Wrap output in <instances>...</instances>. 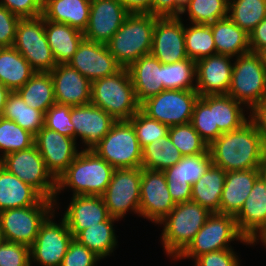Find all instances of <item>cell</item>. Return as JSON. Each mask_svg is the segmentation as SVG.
Masks as SVG:
<instances>
[{"mask_svg": "<svg viewBox=\"0 0 266 266\" xmlns=\"http://www.w3.org/2000/svg\"><path fill=\"white\" fill-rule=\"evenodd\" d=\"M208 148L213 164L225 172L266 164V142L250 120L237 130L222 133Z\"/></svg>", "mask_w": 266, "mask_h": 266, "instance_id": "obj_1", "label": "cell"}, {"mask_svg": "<svg viewBox=\"0 0 266 266\" xmlns=\"http://www.w3.org/2000/svg\"><path fill=\"white\" fill-rule=\"evenodd\" d=\"M114 167L93 150H81L57 179L56 193L72 188L73 196H102L111 181Z\"/></svg>", "mask_w": 266, "mask_h": 266, "instance_id": "obj_2", "label": "cell"}, {"mask_svg": "<svg viewBox=\"0 0 266 266\" xmlns=\"http://www.w3.org/2000/svg\"><path fill=\"white\" fill-rule=\"evenodd\" d=\"M159 17L151 14H129L106 44L122 68H128L152 49L153 30Z\"/></svg>", "mask_w": 266, "mask_h": 266, "instance_id": "obj_3", "label": "cell"}, {"mask_svg": "<svg viewBox=\"0 0 266 266\" xmlns=\"http://www.w3.org/2000/svg\"><path fill=\"white\" fill-rule=\"evenodd\" d=\"M91 103L116 121L129 120L140 110L127 68L92 82Z\"/></svg>", "mask_w": 266, "mask_h": 266, "instance_id": "obj_4", "label": "cell"}, {"mask_svg": "<svg viewBox=\"0 0 266 266\" xmlns=\"http://www.w3.org/2000/svg\"><path fill=\"white\" fill-rule=\"evenodd\" d=\"M211 214L208 209L193 201L177 203L159 222L164 225L161 239L166 253L176 259L192 242Z\"/></svg>", "mask_w": 266, "mask_h": 266, "instance_id": "obj_5", "label": "cell"}, {"mask_svg": "<svg viewBox=\"0 0 266 266\" xmlns=\"http://www.w3.org/2000/svg\"><path fill=\"white\" fill-rule=\"evenodd\" d=\"M53 200L44 198L30 207L7 209L0 212L2 239L8 242L31 246L44 221L54 213Z\"/></svg>", "mask_w": 266, "mask_h": 266, "instance_id": "obj_6", "label": "cell"}, {"mask_svg": "<svg viewBox=\"0 0 266 266\" xmlns=\"http://www.w3.org/2000/svg\"><path fill=\"white\" fill-rule=\"evenodd\" d=\"M236 58L227 95L252 109L266 97V69L259 53L248 52Z\"/></svg>", "mask_w": 266, "mask_h": 266, "instance_id": "obj_7", "label": "cell"}, {"mask_svg": "<svg viewBox=\"0 0 266 266\" xmlns=\"http://www.w3.org/2000/svg\"><path fill=\"white\" fill-rule=\"evenodd\" d=\"M92 150L115 169L141 167L142 147L128 120L116 121Z\"/></svg>", "mask_w": 266, "mask_h": 266, "instance_id": "obj_8", "label": "cell"}, {"mask_svg": "<svg viewBox=\"0 0 266 266\" xmlns=\"http://www.w3.org/2000/svg\"><path fill=\"white\" fill-rule=\"evenodd\" d=\"M0 165L35 188L44 198L56 203L57 180L47 170L35 144L28 149L0 156Z\"/></svg>", "mask_w": 266, "mask_h": 266, "instance_id": "obj_9", "label": "cell"}, {"mask_svg": "<svg viewBox=\"0 0 266 266\" xmlns=\"http://www.w3.org/2000/svg\"><path fill=\"white\" fill-rule=\"evenodd\" d=\"M234 240L252 244L238 230L235 216L212 213L197 232L188 247L176 258H194L202 254L230 249L228 243Z\"/></svg>", "mask_w": 266, "mask_h": 266, "instance_id": "obj_10", "label": "cell"}, {"mask_svg": "<svg viewBox=\"0 0 266 266\" xmlns=\"http://www.w3.org/2000/svg\"><path fill=\"white\" fill-rule=\"evenodd\" d=\"M13 47L36 72H50L57 65L47 41L42 16L20 19Z\"/></svg>", "mask_w": 266, "mask_h": 266, "instance_id": "obj_11", "label": "cell"}, {"mask_svg": "<svg viewBox=\"0 0 266 266\" xmlns=\"http://www.w3.org/2000/svg\"><path fill=\"white\" fill-rule=\"evenodd\" d=\"M196 90H163L148 98L140 109L168 127L191 122L193 109L199 98Z\"/></svg>", "mask_w": 266, "mask_h": 266, "instance_id": "obj_12", "label": "cell"}, {"mask_svg": "<svg viewBox=\"0 0 266 266\" xmlns=\"http://www.w3.org/2000/svg\"><path fill=\"white\" fill-rule=\"evenodd\" d=\"M141 167L114 169L102 195L110 217L120 219L128 210L140 215Z\"/></svg>", "mask_w": 266, "mask_h": 266, "instance_id": "obj_13", "label": "cell"}, {"mask_svg": "<svg viewBox=\"0 0 266 266\" xmlns=\"http://www.w3.org/2000/svg\"><path fill=\"white\" fill-rule=\"evenodd\" d=\"M50 215L41 225L34 243L30 246V257L33 262L42 266H60L67 253L73 236L66 221L62 218L61 224L52 221Z\"/></svg>", "mask_w": 266, "mask_h": 266, "instance_id": "obj_14", "label": "cell"}, {"mask_svg": "<svg viewBox=\"0 0 266 266\" xmlns=\"http://www.w3.org/2000/svg\"><path fill=\"white\" fill-rule=\"evenodd\" d=\"M213 164L209 148L201 154L183 156L175 165L165 169L167 187L173 201L189 202L192 196V185Z\"/></svg>", "mask_w": 266, "mask_h": 266, "instance_id": "obj_15", "label": "cell"}, {"mask_svg": "<svg viewBox=\"0 0 266 266\" xmlns=\"http://www.w3.org/2000/svg\"><path fill=\"white\" fill-rule=\"evenodd\" d=\"M175 205L167 187L165 173L141 168L140 215L158 224Z\"/></svg>", "mask_w": 266, "mask_h": 266, "instance_id": "obj_16", "label": "cell"}, {"mask_svg": "<svg viewBox=\"0 0 266 266\" xmlns=\"http://www.w3.org/2000/svg\"><path fill=\"white\" fill-rule=\"evenodd\" d=\"M34 144L47 170L57 180L77 157L76 140L42 127L35 135Z\"/></svg>", "mask_w": 266, "mask_h": 266, "instance_id": "obj_17", "label": "cell"}, {"mask_svg": "<svg viewBox=\"0 0 266 266\" xmlns=\"http://www.w3.org/2000/svg\"><path fill=\"white\" fill-rule=\"evenodd\" d=\"M68 64L91 82L111 76L122 67L109 52L107 45L83 38Z\"/></svg>", "mask_w": 266, "mask_h": 266, "instance_id": "obj_18", "label": "cell"}, {"mask_svg": "<svg viewBox=\"0 0 266 266\" xmlns=\"http://www.w3.org/2000/svg\"><path fill=\"white\" fill-rule=\"evenodd\" d=\"M151 54L162 64H171L188 58L181 18L166 17L156 20Z\"/></svg>", "mask_w": 266, "mask_h": 266, "instance_id": "obj_19", "label": "cell"}, {"mask_svg": "<svg viewBox=\"0 0 266 266\" xmlns=\"http://www.w3.org/2000/svg\"><path fill=\"white\" fill-rule=\"evenodd\" d=\"M129 14L119 0H91L84 38L106 45Z\"/></svg>", "mask_w": 266, "mask_h": 266, "instance_id": "obj_20", "label": "cell"}, {"mask_svg": "<svg viewBox=\"0 0 266 266\" xmlns=\"http://www.w3.org/2000/svg\"><path fill=\"white\" fill-rule=\"evenodd\" d=\"M232 57L213 54L196 61V91L199 96L227 95L233 64Z\"/></svg>", "mask_w": 266, "mask_h": 266, "instance_id": "obj_21", "label": "cell"}, {"mask_svg": "<svg viewBox=\"0 0 266 266\" xmlns=\"http://www.w3.org/2000/svg\"><path fill=\"white\" fill-rule=\"evenodd\" d=\"M71 122L76 137H81L87 145L85 150H92L110 131L116 120L103 109L92 103L71 106Z\"/></svg>", "mask_w": 266, "mask_h": 266, "instance_id": "obj_22", "label": "cell"}, {"mask_svg": "<svg viewBox=\"0 0 266 266\" xmlns=\"http://www.w3.org/2000/svg\"><path fill=\"white\" fill-rule=\"evenodd\" d=\"M50 75L57 104L78 106L91 103L92 82L68 63L57 64Z\"/></svg>", "mask_w": 266, "mask_h": 266, "instance_id": "obj_23", "label": "cell"}, {"mask_svg": "<svg viewBox=\"0 0 266 266\" xmlns=\"http://www.w3.org/2000/svg\"><path fill=\"white\" fill-rule=\"evenodd\" d=\"M235 219L240 233L251 242L266 228V186L261 177L255 181Z\"/></svg>", "mask_w": 266, "mask_h": 266, "instance_id": "obj_24", "label": "cell"}, {"mask_svg": "<svg viewBox=\"0 0 266 266\" xmlns=\"http://www.w3.org/2000/svg\"><path fill=\"white\" fill-rule=\"evenodd\" d=\"M102 196H73L63 219L73 237L90 226L97 225L109 218Z\"/></svg>", "mask_w": 266, "mask_h": 266, "instance_id": "obj_25", "label": "cell"}, {"mask_svg": "<svg viewBox=\"0 0 266 266\" xmlns=\"http://www.w3.org/2000/svg\"><path fill=\"white\" fill-rule=\"evenodd\" d=\"M127 69L140 105L165 90L162 82V63L151 53L143 55Z\"/></svg>", "mask_w": 266, "mask_h": 266, "instance_id": "obj_26", "label": "cell"}, {"mask_svg": "<svg viewBox=\"0 0 266 266\" xmlns=\"http://www.w3.org/2000/svg\"><path fill=\"white\" fill-rule=\"evenodd\" d=\"M261 168L226 172L224 188L220 198V214L235 216L242 208L260 177Z\"/></svg>", "mask_w": 266, "mask_h": 266, "instance_id": "obj_27", "label": "cell"}, {"mask_svg": "<svg viewBox=\"0 0 266 266\" xmlns=\"http://www.w3.org/2000/svg\"><path fill=\"white\" fill-rule=\"evenodd\" d=\"M90 9L91 0H43L42 17L84 32L89 22Z\"/></svg>", "mask_w": 266, "mask_h": 266, "instance_id": "obj_28", "label": "cell"}, {"mask_svg": "<svg viewBox=\"0 0 266 266\" xmlns=\"http://www.w3.org/2000/svg\"><path fill=\"white\" fill-rule=\"evenodd\" d=\"M44 197L0 165V212L39 204Z\"/></svg>", "mask_w": 266, "mask_h": 266, "instance_id": "obj_29", "label": "cell"}, {"mask_svg": "<svg viewBox=\"0 0 266 266\" xmlns=\"http://www.w3.org/2000/svg\"><path fill=\"white\" fill-rule=\"evenodd\" d=\"M44 30L55 62L68 63L84 38L83 32L67 24L45 19Z\"/></svg>", "mask_w": 266, "mask_h": 266, "instance_id": "obj_30", "label": "cell"}, {"mask_svg": "<svg viewBox=\"0 0 266 266\" xmlns=\"http://www.w3.org/2000/svg\"><path fill=\"white\" fill-rule=\"evenodd\" d=\"M210 26L217 54L234 57L251 52L249 34L228 17L217 20Z\"/></svg>", "mask_w": 266, "mask_h": 266, "instance_id": "obj_31", "label": "cell"}, {"mask_svg": "<svg viewBox=\"0 0 266 266\" xmlns=\"http://www.w3.org/2000/svg\"><path fill=\"white\" fill-rule=\"evenodd\" d=\"M225 177L226 172L212 164L200 179L192 185L191 201L198 203L211 213H219Z\"/></svg>", "mask_w": 266, "mask_h": 266, "instance_id": "obj_32", "label": "cell"}, {"mask_svg": "<svg viewBox=\"0 0 266 266\" xmlns=\"http://www.w3.org/2000/svg\"><path fill=\"white\" fill-rule=\"evenodd\" d=\"M36 71L14 48L6 47L0 55V82L11 92L22 87Z\"/></svg>", "mask_w": 266, "mask_h": 266, "instance_id": "obj_33", "label": "cell"}, {"mask_svg": "<svg viewBox=\"0 0 266 266\" xmlns=\"http://www.w3.org/2000/svg\"><path fill=\"white\" fill-rule=\"evenodd\" d=\"M16 92L28 106L44 113L56 103L50 72H36Z\"/></svg>", "mask_w": 266, "mask_h": 266, "instance_id": "obj_34", "label": "cell"}, {"mask_svg": "<svg viewBox=\"0 0 266 266\" xmlns=\"http://www.w3.org/2000/svg\"><path fill=\"white\" fill-rule=\"evenodd\" d=\"M116 220L118 221L116 218L109 217L106 221L83 229L74 239L103 259L113 252L117 244L113 229V222Z\"/></svg>", "mask_w": 266, "mask_h": 266, "instance_id": "obj_35", "label": "cell"}, {"mask_svg": "<svg viewBox=\"0 0 266 266\" xmlns=\"http://www.w3.org/2000/svg\"><path fill=\"white\" fill-rule=\"evenodd\" d=\"M1 116L14 121L34 136L44 127L45 113L28 106L16 91L8 94Z\"/></svg>", "mask_w": 266, "mask_h": 266, "instance_id": "obj_36", "label": "cell"}, {"mask_svg": "<svg viewBox=\"0 0 266 266\" xmlns=\"http://www.w3.org/2000/svg\"><path fill=\"white\" fill-rule=\"evenodd\" d=\"M182 157L183 155L167 134L142 149L141 168L164 171L175 165Z\"/></svg>", "mask_w": 266, "mask_h": 266, "instance_id": "obj_37", "label": "cell"}, {"mask_svg": "<svg viewBox=\"0 0 266 266\" xmlns=\"http://www.w3.org/2000/svg\"><path fill=\"white\" fill-rule=\"evenodd\" d=\"M241 103L228 95H213L214 128H219L222 133L241 128L247 118L243 113Z\"/></svg>", "mask_w": 266, "mask_h": 266, "instance_id": "obj_38", "label": "cell"}, {"mask_svg": "<svg viewBox=\"0 0 266 266\" xmlns=\"http://www.w3.org/2000/svg\"><path fill=\"white\" fill-rule=\"evenodd\" d=\"M231 12V13H230ZM228 18L250 34L266 17L265 0H229Z\"/></svg>", "mask_w": 266, "mask_h": 266, "instance_id": "obj_39", "label": "cell"}, {"mask_svg": "<svg viewBox=\"0 0 266 266\" xmlns=\"http://www.w3.org/2000/svg\"><path fill=\"white\" fill-rule=\"evenodd\" d=\"M191 24L189 28L184 26L187 57L197 61L216 54L214 36L210 24Z\"/></svg>", "mask_w": 266, "mask_h": 266, "instance_id": "obj_40", "label": "cell"}, {"mask_svg": "<svg viewBox=\"0 0 266 266\" xmlns=\"http://www.w3.org/2000/svg\"><path fill=\"white\" fill-rule=\"evenodd\" d=\"M163 88L165 90H196V61L187 58L171 64H162Z\"/></svg>", "mask_w": 266, "mask_h": 266, "instance_id": "obj_41", "label": "cell"}, {"mask_svg": "<svg viewBox=\"0 0 266 266\" xmlns=\"http://www.w3.org/2000/svg\"><path fill=\"white\" fill-rule=\"evenodd\" d=\"M190 123L208 146L222 134L219 128H214L213 95L198 98Z\"/></svg>", "mask_w": 266, "mask_h": 266, "instance_id": "obj_42", "label": "cell"}, {"mask_svg": "<svg viewBox=\"0 0 266 266\" xmlns=\"http://www.w3.org/2000/svg\"><path fill=\"white\" fill-rule=\"evenodd\" d=\"M35 136L12 120L0 116V150L7 154L25 150L34 145Z\"/></svg>", "mask_w": 266, "mask_h": 266, "instance_id": "obj_43", "label": "cell"}, {"mask_svg": "<svg viewBox=\"0 0 266 266\" xmlns=\"http://www.w3.org/2000/svg\"><path fill=\"white\" fill-rule=\"evenodd\" d=\"M168 135L183 156L201 154L208 149L191 123L169 127Z\"/></svg>", "mask_w": 266, "mask_h": 266, "instance_id": "obj_44", "label": "cell"}, {"mask_svg": "<svg viewBox=\"0 0 266 266\" xmlns=\"http://www.w3.org/2000/svg\"><path fill=\"white\" fill-rule=\"evenodd\" d=\"M229 0H190L186 10L194 24H211L228 17Z\"/></svg>", "mask_w": 266, "mask_h": 266, "instance_id": "obj_45", "label": "cell"}, {"mask_svg": "<svg viewBox=\"0 0 266 266\" xmlns=\"http://www.w3.org/2000/svg\"><path fill=\"white\" fill-rule=\"evenodd\" d=\"M135 130L138 142L142 149L159 138L168 134L169 127L150 118L141 109L128 120Z\"/></svg>", "mask_w": 266, "mask_h": 266, "instance_id": "obj_46", "label": "cell"}, {"mask_svg": "<svg viewBox=\"0 0 266 266\" xmlns=\"http://www.w3.org/2000/svg\"><path fill=\"white\" fill-rule=\"evenodd\" d=\"M71 106L55 103L45 113L44 127L75 139L71 122Z\"/></svg>", "mask_w": 266, "mask_h": 266, "instance_id": "obj_47", "label": "cell"}, {"mask_svg": "<svg viewBox=\"0 0 266 266\" xmlns=\"http://www.w3.org/2000/svg\"><path fill=\"white\" fill-rule=\"evenodd\" d=\"M30 247L2 240L0 242V266H32Z\"/></svg>", "mask_w": 266, "mask_h": 266, "instance_id": "obj_48", "label": "cell"}, {"mask_svg": "<svg viewBox=\"0 0 266 266\" xmlns=\"http://www.w3.org/2000/svg\"><path fill=\"white\" fill-rule=\"evenodd\" d=\"M100 259L94 252L73 238L60 266H95Z\"/></svg>", "mask_w": 266, "mask_h": 266, "instance_id": "obj_49", "label": "cell"}, {"mask_svg": "<svg viewBox=\"0 0 266 266\" xmlns=\"http://www.w3.org/2000/svg\"><path fill=\"white\" fill-rule=\"evenodd\" d=\"M0 6L6 7L21 19L42 16L43 0H1Z\"/></svg>", "mask_w": 266, "mask_h": 266, "instance_id": "obj_50", "label": "cell"}, {"mask_svg": "<svg viewBox=\"0 0 266 266\" xmlns=\"http://www.w3.org/2000/svg\"><path fill=\"white\" fill-rule=\"evenodd\" d=\"M20 19V17L14 15L6 7L0 6V45L13 47Z\"/></svg>", "mask_w": 266, "mask_h": 266, "instance_id": "obj_51", "label": "cell"}, {"mask_svg": "<svg viewBox=\"0 0 266 266\" xmlns=\"http://www.w3.org/2000/svg\"><path fill=\"white\" fill-rule=\"evenodd\" d=\"M232 248L202 254L195 259V266H240Z\"/></svg>", "mask_w": 266, "mask_h": 266, "instance_id": "obj_52", "label": "cell"}, {"mask_svg": "<svg viewBox=\"0 0 266 266\" xmlns=\"http://www.w3.org/2000/svg\"><path fill=\"white\" fill-rule=\"evenodd\" d=\"M190 0H153L151 15L159 18L178 17L186 12Z\"/></svg>", "mask_w": 266, "mask_h": 266, "instance_id": "obj_53", "label": "cell"}, {"mask_svg": "<svg viewBox=\"0 0 266 266\" xmlns=\"http://www.w3.org/2000/svg\"><path fill=\"white\" fill-rule=\"evenodd\" d=\"M249 46L253 53L266 49V17L249 34Z\"/></svg>", "mask_w": 266, "mask_h": 266, "instance_id": "obj_54", "label": "cell"}, {"mask_svg": "<svg viewBox=\"0 0 266 266\" xmlns=\"http://www.w3.org/2000/svg\"><path fill=\"white\" fill-rule=\"evenodd\" d=\"M250 110L252 112L249 119L266 142V97Z\"/></svg>", "mask_w": 266, "mask_h": 266, "instance_id": "obj_55", "label": "cell"}, {"mask_svg": "<svg viewBox=\"0 0 266 266\" xmlns=\"http://www.w3.org/2000/svg\"><path fill=\"white\" fill-rule=\"evenodd\" d=\"M130 13L151 14L153 0H119Z\"/></svg>", "mask_w": 266, "mask_h": 266, "instance_id": "obj_56", "label": "cell"}, {"mask_svg": "<svg viewBox=\"0 0 266 266\" xmlns=\"http://www.w3.org/2000/svg\"><path fill=\"white\" fill-rule=\"evenodd\" d=\"M11 91L8 90L1 82H0V116L2 115L3 113V110H4V106L6 104V100H7V97H8V94L10 93Z\"/></svg>", "mask_w": 266, "mask_h": 266, "instance_id": "obj_57", "label": "cell"}, {"mask_svg": "<svg viewBox=\"0 0 266 266\" xmlns=\"http://www.w3.org/2000/svg\"><path fill=\"white\" fill-rule=\"evenodd\" d=\"M261 240L262 243H264L263 245H266V228L262 231V233L260 235H258V238H256L252 243L254 244V242H256V240Z\"/></svg>", "mask_w": 266, "mask_h": 266, "instance_id": "obj_58", "label": "cell"}, {"mask_svg": "<svg viewBox=\"0 0 266 266\" xmlns=\"http://www.w3.org/2000/svg\"><path fill=\"white\" fill-rule=\"evenodd\" d=\"M260 177L264 180L266 186V164L261 168Z\"/></svg>", "mask_w": 266, "mask_h": 266, "instance_id": "obj_59", "label": "cell"}, {"mask_svg": "<svg viewBox=\"0 0 266 266\" xmlns=\"http://www.w3.org/2000/svg\"><path fill=\"white\" fill-rule=\"evenodd\" d=\"M259 54H260V56L262 58L263 65H264V67L266 69V49L264 51L260 52Z\"/></svg>", "mask_w": 266, "mask_h": 266, "instance_id": "obj_60", "label": "cell"}, {"mask_svg": "<svg viewBox=\"0 0 266 266\" xmlns=\"http://www.w3.org/2000/svg\"><path fill=\"white\" fill-rule=\"evenodd\" d=\"M5 48H6V47L0 45V55H1L2 51H3Z\"/></svg>", "mask_w": 266, "mask_h": 266, "instance_id": "obj_61", "label": "cell"}, {"mask_svg": "<svg viewBox=\"0 0 266 266\" xmlns=\"http://www.w3.org/2000/svg\"><path fill=\"white\" fill-rule=\"evenodd\" d=\"M3 239H2V235H1V231H0V242L2 241Z\"/></svg>", "mask_w": 266, "mask_h": 266, "instance_id": "obj_62", "label": "cell"}]
</instances>
